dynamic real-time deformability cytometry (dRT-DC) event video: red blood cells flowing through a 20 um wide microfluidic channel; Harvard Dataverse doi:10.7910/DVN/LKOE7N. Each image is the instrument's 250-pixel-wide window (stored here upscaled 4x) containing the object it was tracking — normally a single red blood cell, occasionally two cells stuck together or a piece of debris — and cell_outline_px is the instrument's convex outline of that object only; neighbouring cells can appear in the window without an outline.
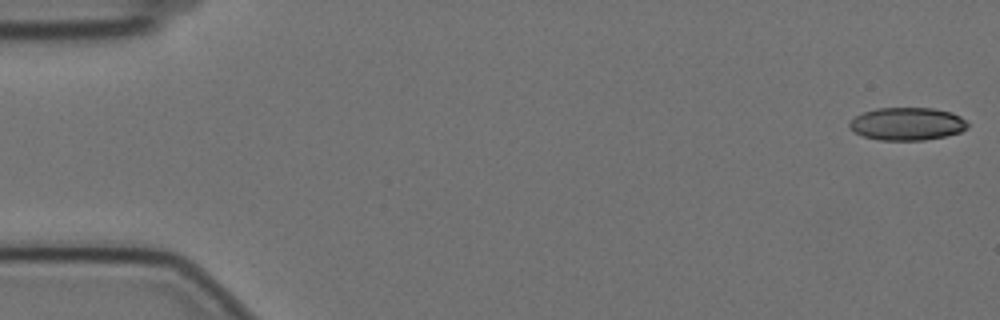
{"species": "Egyptian fruit bat (a non-hibernating species)", "species_latin": "Rousettus aegyptiacus", "temperature_condition": "cold", "stored_images_in_passage": 57, "camera_frame_rate_fps": 3000, "um_per_image_px": 0.085, "animal": {"sex": "female"}, "frame": {"image": 1, "passage_image": 1, "time_ms": 0.0, "image_size_px": [1000, 320], "cell_outline_px": [[968, 128], [960, 132], [944, 136], [924, 140], [880, 140], [864, 136], [852, 132], [848, 128], [848, 124], [856, 116], [864, 112], [876, 108], [932, 108], [952, 112], [960, 116], [968, 124]], "centroid_in_image_um": [77.09, 10.53], "position_along_channel_um": 7.9, "area_um2": 22.6}}
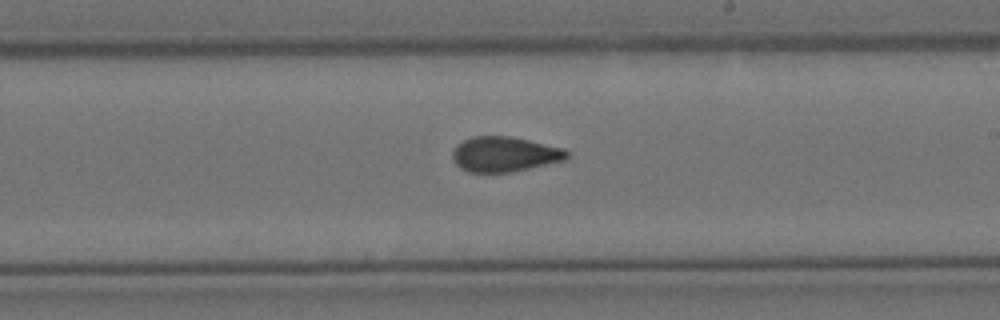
{"frame": {"image": 2, "passage_image": 33, "time_ms": 10.667, "image_size_px": [1000, 320], "cell_outline_px": [[568, 156], [564, 160], [512, 172], [468, 172], [460, 168], [452, 160], [452, 152], [456, 144], [472, 136], [512, 136], [564, 148], [568, 152]], "centroid_in_image_um": [42.85, 13.1], "position_along_channel_um": 246.1, "area_um2": 23.47}}
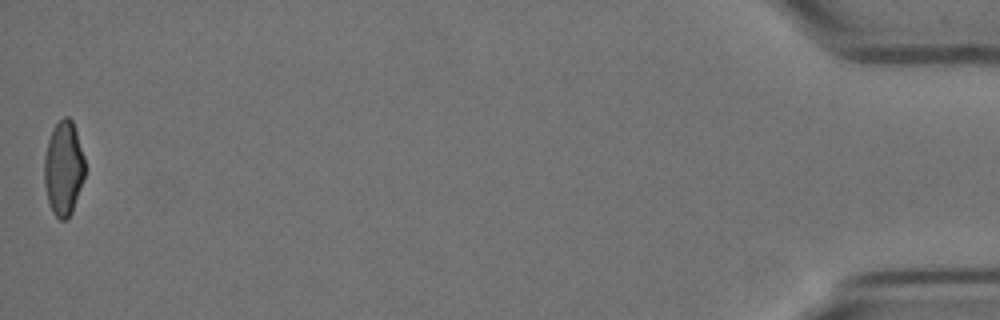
{"frame": {"image": 3, "passage_image": 57, "time_ms": 18.667, "image_size_px": [1000, 320], "cell_outline_px": [[84, 176], [72, 212], [68, 220], [60, 220], [52, 212], [48, 200], [44, 184], [44, 156], [48, 140], [52, 128], [64, 116], [68, 116], [72, 120], [84, 156]], "centroid_in_image_um": [5.38, 14.31], "position_along_channel_um": 429.8, "area_um2": 22.31}, "authors_computed_cell_mechanics": {"area_um2": 23.5246, "velocity_mm_per_s": 3.5024, "shape_relaxation_time_tau1_ms": 7.8012, "shape_relaxation_time_tau2_ms": 1.1209, "deformation_change_tau1": 0.1954, "deformation_change_tau2": 0.0676}}